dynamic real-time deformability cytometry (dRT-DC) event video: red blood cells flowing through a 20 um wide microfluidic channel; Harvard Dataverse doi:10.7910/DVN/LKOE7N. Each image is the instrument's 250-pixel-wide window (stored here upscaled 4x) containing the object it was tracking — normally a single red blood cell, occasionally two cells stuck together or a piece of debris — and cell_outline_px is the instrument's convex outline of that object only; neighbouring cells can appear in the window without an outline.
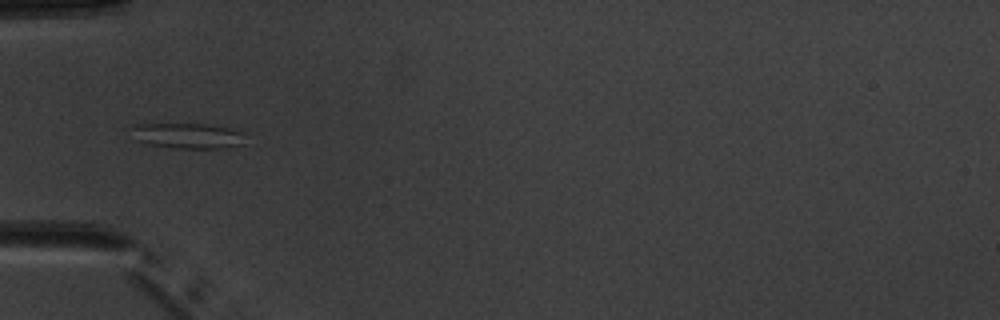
{"species": "common noctule bat (a hibernating species)", "species_latin": "Nyctalus noctula", "temperature_condition": "warm", "stored_images_in_passage": 6, "camera_frame_rate_fps": 3000, "um_per_image_px": 0.085, "animal": {"sex": "male", "body_mass_g": 20.1, "forearm_length_mm": 53.5}, "frame": {"image": 1, "passage_image": 6, "time_ms": 5.667, "image_size_px": [1000, 320], "cell_outline_px": [[244, 144], [228, 148], [172, 148], [148, 144], [136, 140], [132, 128], [132, 124], [204, 124], [228, 128], [240, 132]], "centroid_in_image_um": [15.92, 11.55], "position_along_channel_um": 69.1, "area_um2": 16.65}}